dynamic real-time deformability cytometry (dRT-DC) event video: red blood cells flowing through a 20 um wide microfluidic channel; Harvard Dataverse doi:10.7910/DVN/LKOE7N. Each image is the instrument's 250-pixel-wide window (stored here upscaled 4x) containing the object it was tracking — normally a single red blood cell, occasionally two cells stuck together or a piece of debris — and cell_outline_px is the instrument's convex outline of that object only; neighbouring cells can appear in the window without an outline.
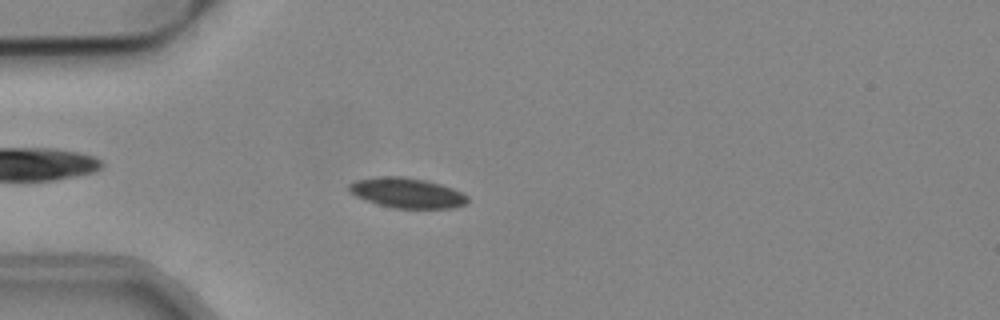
{"species": "common noctule bat (a hibernating species)", "species_latin": "Nyctalus noctula", "temperature_condition": "cold", "stored_images_in_passage": 54, "camera_frame_rate_fps": 3000, "um_per_image_px": 0.085, "animal": {"sex": "male", "body_mass_g": 19.2, "forearm_length_mm": 51.8}, "frame": {"image": 1, "passage_image": 15, "time_ms": 4.667, "image_size_px": [1000, 320], "cell_outline_px": [[468, 200], [464, 204], [452, 208], [396, 208], [380, 204], [356, 196], [348, 188], [348, 184], [356, 180], [376, 176], [404, 176], [424, 180], [440, 184], [464, 192], [468, 196]], "centroid_in_image_um": [34.62, 16.38], "position_along_channel_um": 50.4, "area_um2": 20.63}}
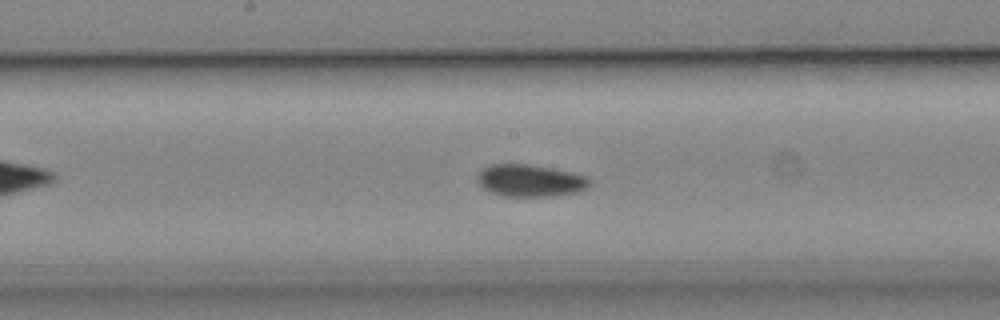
{"frame": {"image": 2, "passage_image": 28, "time_ms": 9.0, "image_size_px": [1000, 320], "cell_outline_px": [[592, 184], [588, 188], [576, 192], [552, 196], [504, 196], [492, 192], [484, 188], [476, 180], [476, 172], [480, 168], [488, 164], [532, 164], [572, 172], [584, 176], [592, 180]], "centroid_in_image_um": [45.04, 15.33], "position_along_channel_um": 203.2, "area_um2": 21.33}}
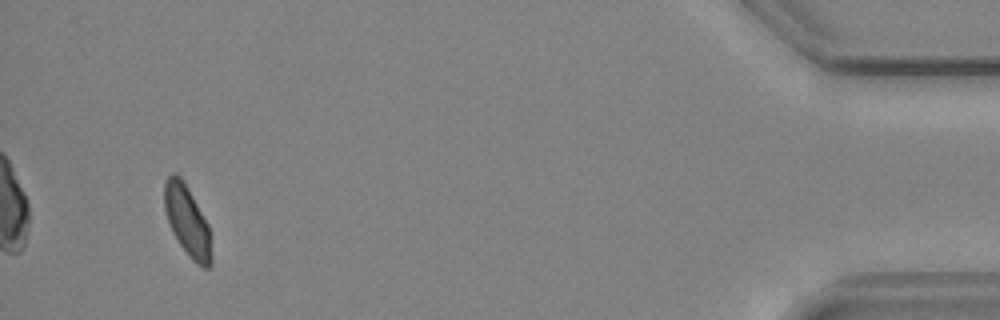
{"frame": {"image": 3, "passage_image": 51, "time_ms": 16.667, "image_size_px": [1000, 320], "cell_outline_px": [[212, 264], [208, 268], [204, 268], [196, 264], [188, 256], [172, 232], [164, 208], [164, 180], [172, 172], [176, 172], [184, 180], [208, 224], [212, 256]], "centroid_in_image_um": [15.91, 18.76], "position_along_channel_um": 419.3, "area_um2": 19.48}, "authors_computed_cell_mechanics": {"area_um2": 20.0566, "velocity_mm_per_s": 3.819, "shape_relaxation_time_tau1_ms": null, "shape_relaxation_time_tau2_ms": 5.6154, "deformation_change_tau1": null, "deformation_change_tau2": 0.0855}}